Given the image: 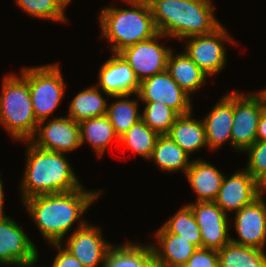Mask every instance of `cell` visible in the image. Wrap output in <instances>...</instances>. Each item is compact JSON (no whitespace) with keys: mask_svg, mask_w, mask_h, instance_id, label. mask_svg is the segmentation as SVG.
Listing matches in <instances>:
<instances>
[{"mask_svg":"<svg viewBox=\"0 0 266 267\" xmlns=\"http://www.w3.org/2000/svg\"><path fill=\"white\" fill-rule=\"evenodd\" d=\"M34 196L23 200L42 236L51 243H62L77 222L103 191L84 190Z\"/></svg>","mask_w":266,"mask_h":267,"instance_id":"obj_1","label":"cell"},{"mask_svg":"<svg viewBox=\"0 0 266 267\" xmlns=\"http://www.w3.org/2000/svg\"><path fill=\"white\" fill-rule=\"evenodd\" d=\"M26 144L27 163L20 186L21 201L82 187L64 153L41 149L30 140Z\"/></svg>","mask_w":266,"mask_h":267,"instance_id":"obj_2","label":"cell"},{"mask_svg":"<svg viewBox=\"0 0 266 267\" xmlns=\"http://www.w3.org/2000/svg\"><path fill=\"white\" fill-rule=\"evenodd\" d=\"M159 33L181 40L208 34L222 23L210 0H147Z\"/></svg>","mask_w":266,"mask_h":267,"instance_id":"obj_3","label":"cell"},{"mask_svg":"<svg viewBox=\"0 0 266 267\" xmlns=\"http://www.w3.org/2000/svg\"><path fill=\"white\" fill-rule=\"evenodd\" d=\"M131 9L105 7L99 13L100 36L106 38L112 53L154 37L158 31L147 0H123Z\"/></svg>","mask_w":266,"mask_h":267,"instance_id":"obj_4","label":"cell"},{"mask_svg":"<svg viewBox=\"0 0 266 267\" xmlns=\"http://www.w3.org/2000/svg\"><path fill=\"white\" fill-rule=\"evenodd\" d=\"M21 76V77H20ZM5 76L0 95V123L14 140H30L38 127L28 80L20 73Z\"/></svg>","mask_w":266,"mask_h":267,"instance_id":"obj_5","label":"cell"},{"mask_svg":"<svg viewBox=\"0 0 266 267\" xmlns=\"http://www.w3.org/2000/svg\"><path fill=\"white\" fill-rule=\"evenodd\" d=\"M22 75L28 80L31 102L38 122L47 120L61 103L65 83L58 64L25 67Z\"/></svg>","mask_w":266,"mask_h":267,"instance_id":"obj_6","label":"cell"},{"mask_svg":"<svg viewBox=\"0 0 266 267\" xmlns=\"http://www.w3.org/2000/svg\"><path fill=\"white\" fill-rule=\"evenodd\" d=\"M265 108L266 89L248 95L234 91L231 141L235 151L244 152L256 141L259 119Z\"/></svg>","mask_w":266,"mask_h":267,"instance_id":"obj_7","label":"cell"},{"mask_svg":"<svg viewBox=\"0 0 266 267\" xmlns=\"http://www.w3.org/2000/svg\"><path fill=\"white\" fill-rule=\"evenodd\" d=\"M187 43L184 52L209 75H216L226 64V46L224 43L235 40L229 36L222 24L208 34L195 35L185 38Z\"/></svg>","mask_w":266,"mask_h":267,"instance_id":"obj_8","label":"cell"},{"mask_svg":"<svg viewBox=\"0 0 266 267\" xmlns=\"http://www.w3.org/2000/svg\"><path fill=\"white\" fill-rule=\"evenodd\" d=\"M161 37L167 36L158 32L154 37L119 52L130 65L139 82L167 70V60L172 49L160 45L158 40Z\"/></svg>","mask_w":266,"mask_h":267,"instance_id":"obj_9","label":"cell"},{"mask_svg":"<svg viewBox=\"0 0 266 267\" xmlns=\"http://www.w3.org/2000/svg\"><path fill=\"white\" fill-rule=\"evenodd\" d=\"M78 227L67 238L65 249L85 267H104L109 250L113 246L102 236L101 228L80 219Z\"/></svg>","mask_w":266,"mask_h":267,"instance_id":"obj_10","label":"cell"},{"mask_svg":"<svg viewBox=\"0 0 266 267\" xmlns=\"http://www.w3.org/2000/svg\"><path fill=\"white\" fill-rule=\"evenodd\" d=\"M36 248L15 220L0 216V265L16 267L37 262Z\"/></svg>","mask_w":266,"mask_h":267,"instance_id":"obj_11","label":"cell"},{"mask_svg":"<svg viewBox=\"0 0 266 267\" xmlns=\"http://www.w3.org/2000/svg\"><path fill=\"white\" fill-rule=\"evenodd\" d=\"M136 97L143 102H161L179 115L192 112L190 96L172 79L167 70L140 81Z\"/></svg>","mask_w":266,"mask_h":267,"instance_id":"obj_12","label":"cell"},{"mask_svg":"<svg viewBox=\"0 0 266 267\" xmlns=\"http://www.w3.org/2000/svg\"><path fill=\"white\" fill-rule=\"evenodd\" d=\"M45 122L43 120L38 123L37 130L30 139L35 146L64 154L81 146L78 122L69 116L53 118L47 124Z\"/></svg>","mask_w":266,"mask_h":267,"instance_id":"obj_13","label":"cell"},{"mask_svg":"<svg viewBox=\"0 0 266 267\" xmlns=\"http://www.w3.org/2000/svg\"><path fill=\"white\" fill-rule=\"evenodd\" d=\"M200 228L202 248L219 251L230 240L228 214L214 201L188 203Z\"/></svg>","mask_w":266,"mask_h":267,"instance_id":"obj_14","label":"cell"},{"mask_svg":"<svg viewBox=\"0 0 266 267\" xmlns=\"http://www.w3.org/2000/svg\"><path fill=\"white\" fill-rule=\"evenodd\" d=\"M234 226L239 239L232 243L264 250L266 244V203L262 196L235 212Z\"/></svg>","mask_w":266,"mask_h":267,"instance_id":"obj_15","label":"cell"},{"mask_svg":"<svg viewBox=\"0 0 266 267\" xmlns=\"http://www.w3.org/2000/svg\"><path fill=\"white\" fill-rule=\"evenodd\" d=\"M224 176L214 202L227 214L237 212L252 203L259 195L258 181L245 169L235 171L228 179Z\"/></svg>","mask_w":266,"mask_h":267,"instance_id":"obj_16","label":"cell"},{"mask_svg":"<svg viewBox=\"0 0 266 267\" xmlns=\"http://www.w3.org/2000/svg\"><path fill=\"white\" fill-rule=\"evenodd\" d=\"M98 76V86L108 97L138 93L140 82L119 53H113L103 63Z\"/></svg>","mask_w":266,"mask_h":267,"instance_id":"obj_17","label":"cell"},{"mask_svg":"<svg viewBox=\"0 0 266 267\" xmlns=\"http://www.w3.org/2000/svg\"><path fill=\"white\" fill-rule=\"evenodd\" d=\"M233 116L234 92L225 94L203 119L208 149L217 150L227 141L232 146L231 127Z\"/></svg>","mask_w":266,"mask_h":267,"instance_id":"obj_18","label":"cell"},{"mask_svg":"<svg viewBox=\"0 0 266 267\" xmlns=\"http://www.w3.org/2000/svg\"><path fill=\"white\" fill-rule=\"evenodd\" d=\"M157 244H150L153 258L169 267L186 264L197 248L179 235L168 233L162 226L156 232Z\"/></svg>","mask_w":266,"mask_h":267,"instance_id":"obj_19","label":"cell"},{"mask_svg":"<svg viewBox=\"0 0 266 267\" xmlns=\"http://www.w3.org/2000/svg\"><path fill=\"white\" fill-rule=\"evenodd\" d=\"M224 176L215 166L202 159L192 160L190 167L185 172V177L197 195L196 202L214 201Z\"/></svg>","mask_w":266,"mask_h":267,"instance_id":"obj_20","label":"cell"},{"mask_svg":"<svg viewBox=\"0 0 266 267\" xmlns=\"http://www.w3.org/2000/svg\"><path fill=\"white\" fill-rule=\"evenodd\" d=\"M192 113L179 115L167 133L189 155L207 147L204 121L193 119Z\"/></svg>","mask_w":266,"mask_h":267,"instance_id":"obj_21","label":"cell"},{"mask_svg":"<svg viewBox=\"0 0 266 267\" xmlns=\"http://www.w3.org/2000/svg\"><path fill=\"white\" fill-rule=\"evenodd\" d=\"M167 71L172 79L190 96L204 85L208 75L185 53L170 52Z\"/></svg>","mask_w":266,"mask_h":267,"instance_id":"obj_22","label":"cell"},{"mask_svg":"<svg viewBox=\"0 0 266 267\" xmlns=\"http://www.w3.org/2000/svg\"><path fill=\"white\" fill-rule=\"evenodd\" d=\"M79 135L80 145L89 142L99 157L105 153L111 141L116 140L119 143V137L107 115L79 122Z\"/></svg>","mask_w":266,"mask_h":267,"instance_id":"obj_23","label":"cell"},{"mask_svg":"<svg viewBox=\"0 0 266 267\" xmlns=\"http://www.w3.org/2000/svg\"><path fill=\"white\" fill-rule=\"evenodd\" d=\"M189 158V154L167 134L158 137L150 157L162 171L176 172L182 170L184 175L192 162Z\"/></svg>","mask_w":266,"mask_h":267,"instance_id":"obj_24","label":"cell"},{"mask_svg":"<svg viewBox=\"0 0 266 267\" xmlns=\"http://www.w3.org/2000/svg\"><path fill=\"white\" fill-rule=\"evenodd\" d=\"M103 91L97 86H90L80 91L71 101L68 116L75 122L107 114V99L101 95Z\"/></svg>","mask_w":266,"mask_h":267,"instance_id":"obj_25","label":"cell"},{"mask_svg":"<svg viewBox=\"0 0 266 267\" xmlns=\"http://www.w3.org/2000/svg\"><path fill=\"white\" fill-rule=\"evenodd\" d=\"M153 259L151 245L131 242L112 246L104 267H146Z\"/></svg>","mask_w":266,"mask_h":267,"instance_id":"obj_26","label":"cell"},{"mask_svg":"<svg viewBox=\"0 0 266 267\" xmlns=\"http://www.w3.org/2000/svg\"><path fill=\"white\" fill-rule=\"evenodd\" d=\"M218 252L219 267H266V252L260 248L226 244Z\"/></svg>","mask_w":266,"mask_h":267,"instance_id":"obj_27","label":"cell"},{"mask_svg":"<svg viewBox=\"0 0 266 267\" xmlns=\"http://www.w3.org/2000/svg\"><path fill=\"white\" fill-rule=\"evenodd\" d=\"M131 96L132 95L111 96V98L118 100L108 104L106 115L119 138L141 119V113L138 111V102H136L137 99H126Z\"/></svg>","mask_w":266,"mask_h":267,"instance_id":"obj_28","label":"cell"},{"mask_svg":"<svg viewBox=\"0 0 266 267\" xmlns=\"http://www.w3.org/2000/svg\"><path fill=\"white\" fill-rule=\"evenodd\" d=\"M159 136L160 134L157 131L150 129L140 119L119 138V143L136 152L137 155L150 160Z\"/></svg>","mask_w":266,"mask_h":267,"instance_id":"obj_29","label":"cell"},{"mask_svg":"<svg viewBox=\"0 0 266 267\" xmlns=\"http://www.w3.org/2000/svg\"><path fill=\"white\" fill-rule=\"evenodd\" d=\"M162 227L168 233L184 238L197 249L202 248L200 228L189 205L181 207Z\"/></svg>","mask_w":266,"mask_h":267,"instance_id":"obj_30","label":"cell"},{"mask_svg":"<svg viewBox=\"0 0 266 267\" xmlns=\"http://www.w3.org/2000/svg\"><path fill=\"white\" fill-rule=\"evenodd\" d=\"M141 119L152 130L160 135L167 134L179 114L169 106L157 102H144Z\"/></svg>","mask_w":266,"mask_h":267,"instance_id":"obj_31","label":"cell"},{"mask_svg":"<svg viewBox=\"0 0 266 267\" xmlns=\"http://www.w3.org/2000/svg\"><path fill=\"white\" fill-rule=\"evenodd\" d=\"M24 12L32 17L65 22V9L58 0H15Z\"/></svg>","mask_w":266,"mask_h":267,"instance_id":"obj_32","label":"cell"},{"mask_svg":"<svg viewBox=\"0 0 266 267\" xmlns=\"http://www.w3.org/2000/svg\"><path fill=\"white\" fill-rule=\"evenodd\" d=\"M244 152L248 153L245 170L259 182L266 174V140H256Z\"/></svg>","mask_w":266,"mask_h":267,"instance_id":"obj_33","label":"cell"},{"mask_svg":"<svg viewBox=\"0 0 266 267\" xmlns=\"http://www.w3.org/2000/svg\"><path fill=\"white\" fill-rule=\"evenodd\" d=\"M178 267H219V256L216 250L199 248L186 264Z\"/></svg>","mask_w":266,"mask_h":267,"instance_id":"obj_34","label":"cell"},{"mask_svg":"<svg viewBox=\"0 0 266 267\" xmlns=\"http://www.w3.org/2000/svg\"><path fill=\"white\" fill-rule=\"evenodd\" d=\"M51 245L58 249L51 267H85L75 256L61 247L62 243H51Z\"/></svg>","mask_w":266,"mask_h":267,"instance_id":"obj_35","label":"cell"},{"mask_svg":"<svg viewBox=\"0 0 266 267\" xmlns=\"http://www.w3.org/2000/svg\"><path fill=\"white\" fill-rule=\"evenodd\" d=\"M256 140H266V108L262 111L259 119Z\"/></svg>","mask_w":266,"mask_h":267,"instance_id":"obj_36","label":"cell"},{"mask_svg":"<svg viewBox=\"0 0 266 267\" xmlns=\"http://www.w3.org/2000/svg\"><path fill=\"white\" fill-rule=\"evenodd\" d=\"M2 175V173H0V176ZM3 183H2V180H1V178H0V216H4L5 214H4V192H3Z\"/></svg>","mask_w":266,"mask_h":267,"instance_id":"obj_37","label":"cell"},{"mask_svg":"<svg viewBox=\"0 0 266 267\" xmlns=\"http://www.w3.org/2000/svg\"><path fill=\"white\" fill-rule=\"evenodd\" d=\"M258 184H259V195L264 197L263 192H266V174L260 179Z\"/></svg>","mask_w":266,"mask_h":267,"instance_id":"obj_38","label":"cell"},{"mask_svg":"<svg viewBox=\"0 0 266 267\" xmlns=\"http://www.w3.org/2000/svg\"><path fill=\"white\" fill-rule=\"evenodd\" d=\"M146 267H169L167 265L157 262L154 258L147 264Z\"/></svg>","mask_w":266,"mask_h":267,"instance_id":"obj_39","label":"cell"},{"mask_svg":"<svg viewBox=\"0 0 266 267\" xmlns=\"http://www.w3.org/2000/svg\"><path fill=\"white\" fill-rule=\"evenodd\" d=\"M71 0H58V2L62 5V7L65 9L67 5H69Z\"/></svg>","mask_w":266,"mask_h":267,"instance_id":"obj_40","label":"cell"},{"mask_svg":"<svg viewBox=\"0 0 266 267\" xmlns=\"http://www.w3.org/2000/svg\"><path fill=\"white\" fill-rule=\"evenodd\" d=\"M35 265H36V262L29 264V265H20V266H16V267H35Z\"/></svg>","mask_w":266,"mask_h":267,"instance_id":"obj_41","label":"cell"}]
</instances>
